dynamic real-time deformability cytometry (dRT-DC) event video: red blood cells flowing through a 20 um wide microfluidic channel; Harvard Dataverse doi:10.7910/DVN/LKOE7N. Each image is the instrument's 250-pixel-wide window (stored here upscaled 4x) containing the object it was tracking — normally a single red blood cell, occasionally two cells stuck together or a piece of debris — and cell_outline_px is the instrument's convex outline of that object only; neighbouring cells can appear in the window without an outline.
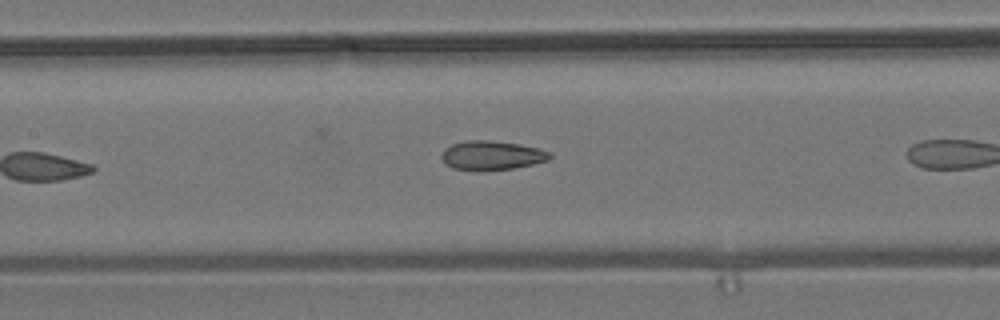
{"species": "common noctule bat (a hibernating species)", "species_latin": "Nyctalus noctula", "temperature_condition": "room temperature", "stored_images_in_passage": 6, "camera_frame_rate_fps": 3000, "um_per_image_px": 0.085, "animal": {"sex": "male", "body_mass_g": 19.2, "forearm_length_mm": 51.8}, "frame": {"image": 1, "passage_image": 5, "time_ms": 1.333, "image_size_px": [1000, 320], "cell_outline_px": [[552, 156], [548, 160], [532, 164], [512, 168], [480, 172], [476, 172], [452, 168], [444, 164], [440, 156], [444, 148], [452, 144], [464, 140], [488, 140], [520, 144], [540, 148], [552, 152]], "centroid_in_image_um": [41.76, 13.22], "position_along_channel_um": 165.6, "area_um2": 18.9}}